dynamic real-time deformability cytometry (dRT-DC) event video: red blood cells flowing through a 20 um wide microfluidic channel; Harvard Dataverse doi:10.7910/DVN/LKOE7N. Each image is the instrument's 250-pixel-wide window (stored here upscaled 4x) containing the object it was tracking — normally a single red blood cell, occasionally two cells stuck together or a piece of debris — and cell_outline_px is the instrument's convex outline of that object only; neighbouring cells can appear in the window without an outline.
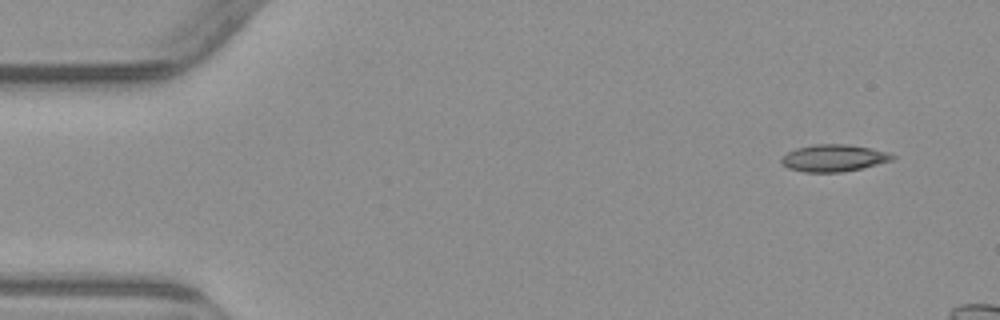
{"species": "common noctule bat (a hibernating species)", "species_latin": "Nyctalus noctula", "temperature_condition": "warm", "stored_images_in_passage": 6, "segment_of_instrument_passage": [2, 2], "camera_frame_rate_fps": 3000, "um_per_image_px": 0.085, "animal": {"sex": "male", "body_mass_g": 23.1, "forearm_length_mm": 52.7}, "frame": {"image": 1, "passage_image": 6, "time_ms": 6.0, "image_size_px": [1000, 320], "cell_outline_px": [[900, 156], [892, 160], [860, 168], [840, 172], [804, 172], [788, 168], [780, 164], [780, 160], [788, 152], [796, 148], [816, 144], [848, 144], [888, 152]], "centroid_in_image_um": [70.86, 13.43], "position_along_channel_um": 14.1, "area_um2": 17.4}}